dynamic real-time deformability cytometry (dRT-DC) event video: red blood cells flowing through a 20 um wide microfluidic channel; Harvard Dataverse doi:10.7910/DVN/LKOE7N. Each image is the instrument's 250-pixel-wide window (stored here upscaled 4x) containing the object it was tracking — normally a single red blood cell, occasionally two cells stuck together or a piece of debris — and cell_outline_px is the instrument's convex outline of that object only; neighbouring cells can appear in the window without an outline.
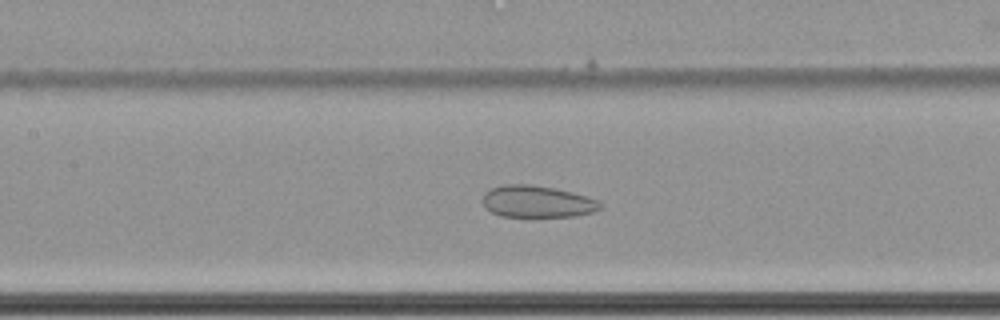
{"species": "common noctule bat (a hibernating species)", "species_latin": "Nyctalus noctula", "temperature_condition": "cold", "stored_images_in_passage": 59, "camera_frame_rate_fps": 3000, "um_per_image_px": 0.085, "animal": {"sex": "female", "body_mass_g": 22.7, "forearm_length_mm": 54.2}, "frame": {"image": 1, "passage_image": 28, "time_ms": 9.0, "image_size_px": [1000, 320], "cell_outline_px": [[604, 208], [592, 212], [576, 216], [532, 220], [528, 220], [500, 216], [492, 212], [484, 204], [484, 192], [492, 188], [504, 184], [528, 184], [556, 188], [572, 192], [596, 200]], "centroid_in_image_um": [45.66, 17.19], "position_along_channel_um": 161.7, "area_um2": 22.72}}
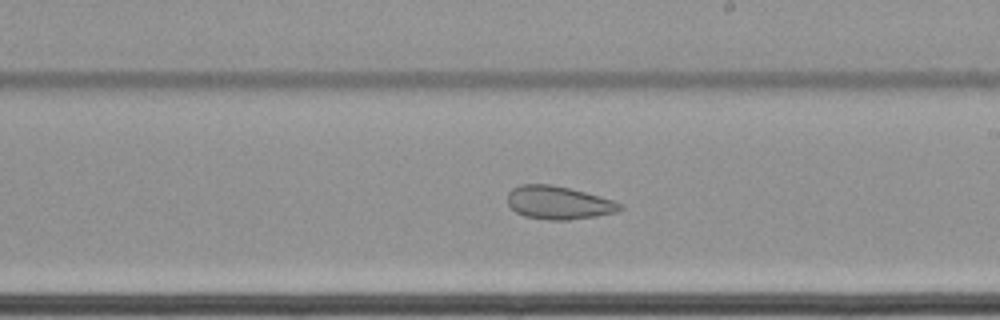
{"frame": {"image": 2, "passage_image": 35, "time_ms": 11.333, "image_size_px": [1000, 320], "cell_outline_px": [[624, 208], [616, 212], [596, 216], [568, 220], [548, 220], [524, 216], [516, 212], [508, 204], [508, 192], [512, 188], [520, 184], [552, 184], [600, 196], [624, 204]], "centroid_in_image_um": [47.48, 17.23], "position_along_channel_um": 241.5, "area_um2": 21.79}}
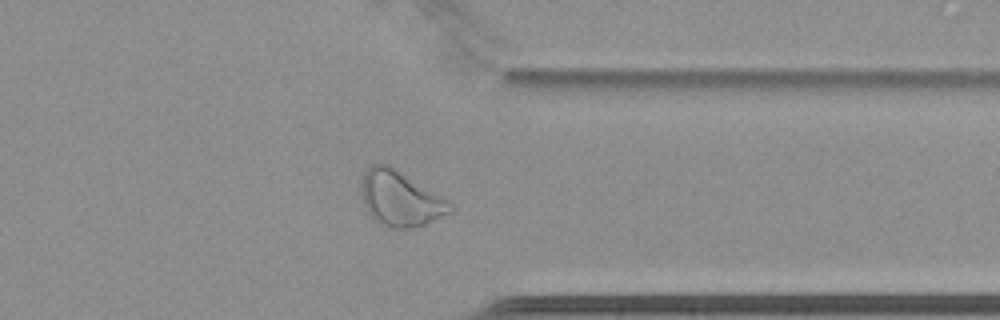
{"frame": {"image": 3, "passage_image": 47, "time_ms": 15.333, "image_size_px": [1000, 320], "cell_outline_px": [[452, 212], [416, 228], [392, 228], [380, 224], [368, 212], [364, 204], [360, 184], [364, 172], [372, 164], [388, 164], [448, 200], [452, 204]], "centroid_in_image_um": [34.02, 16.89], "position_along_channel_um": 377.4, "area_um2": 28.32}}